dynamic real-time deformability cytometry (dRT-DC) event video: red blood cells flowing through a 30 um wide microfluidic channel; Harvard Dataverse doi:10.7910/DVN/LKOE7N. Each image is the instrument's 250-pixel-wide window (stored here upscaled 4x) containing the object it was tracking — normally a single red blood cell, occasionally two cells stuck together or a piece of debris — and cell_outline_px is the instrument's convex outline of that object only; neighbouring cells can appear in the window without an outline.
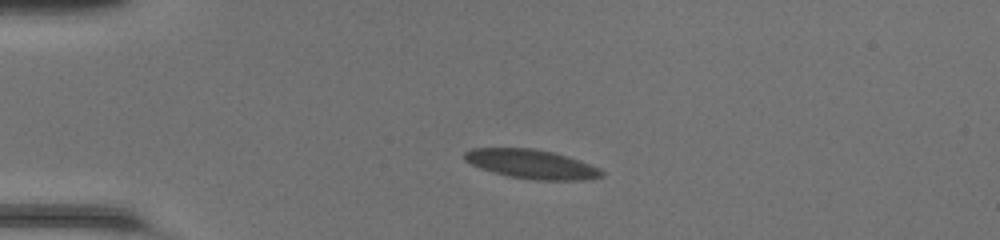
{"species": "common noctule bat (a hibernating species)", "species_latin": "Nyctalus noctula", "temperature_condition": "room temperature", "stored_images_in_passage": 39, "camera_frame_rate_fps": 3000, "um_per_image_px": 0.085, "animal": {"sex": "female", "body_mass_g": 20.0, "forearm_length_mm": 54.0}, "frame": {"image": 1, "passage_image": 1, "time_ms": 0.0, "image_size_px": [1000, 240], "cell_outline_px": [[604, 176], [580, 180], [536, 180], [512, 176], [496, 172], [472, 164], [464, 160], [464, 152], [472, 148], [532, 148], [552, 152], [568, 156], [600, 168], [604, 172]], "centroid_in_image_um": [45.22, 13.94], "position_along_channel_um": 39.8, "area_um2": 22.89}}
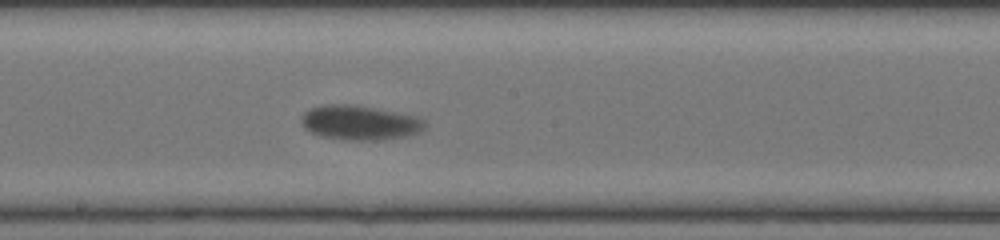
{"frame": {"image": 2, "passage_image": 17, "time_ms": 5.333, "image_size_px": [1000, 240], "cell_outline_px": [[424, 128], [420, 132], [408, 136], [376, 140], [344, 140], [324, 136], [312, 132], [304, 128], [300, 120], [300, 116], [304, 112], [312, 108], [328, 104], [348, 104], [372, 108], [416, 116], [424, 120]], "centroid_in_image_um": [30.56, 10.43], "position_along_channel_um": 217.6, "area_um2": 24.57}}
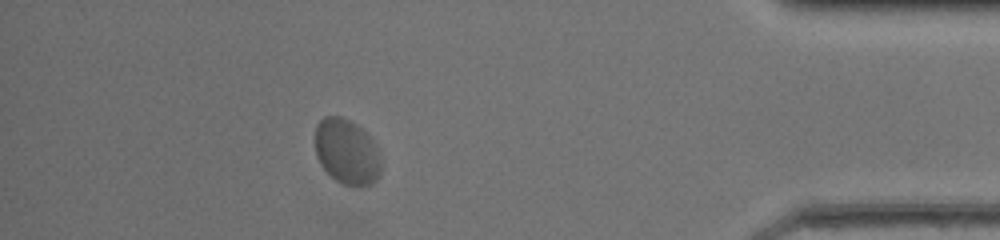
{"frame": {"image": 3, "passage_image": 34, "time_ms": 11.0, "image_size_px": [1000, 240], "cell_outline_px": [[380, 176], [372, 184], [356, 188], [344, 184], [336, 180], [320, 164], [316, 156], [316, 124], [324, 116], [340, 116], [356, 124], [368, 132], [376, 144], [380, 152]], "centroid_in_image_um": [29.52, 12.91], "position_along_channel_um": 405.7, "area_um2": 25.49}, "authors_computed_cell_mechanics": {"area_um2": 23.8714, "velocity_mm_per_s": 4.0921, "shape_relaxation_time_tau1_ms": 1.3145, "shape_relaxation_time_tau2_ms": 2.7461, "deformation_change_tau1": 0.1047, "deformation_change_tau2": 0.0519}}